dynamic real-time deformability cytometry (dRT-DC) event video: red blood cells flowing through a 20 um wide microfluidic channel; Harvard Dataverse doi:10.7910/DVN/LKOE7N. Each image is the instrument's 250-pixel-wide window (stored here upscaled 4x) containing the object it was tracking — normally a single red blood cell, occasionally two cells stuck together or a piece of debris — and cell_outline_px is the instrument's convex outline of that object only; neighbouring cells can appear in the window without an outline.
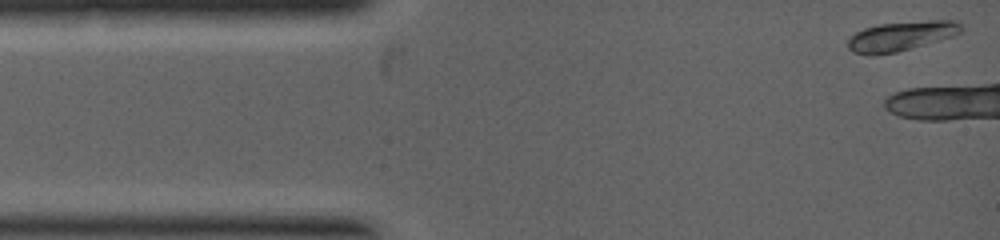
{"species": "common noctule bat (a hibernating species)", "species_latin": "Nyctalus noctula", "temperature_condition": "warm", "stored_images_in_passage": 3, "camera_frame_rate_fps": 5000, "um_per_image_px": 0.085, "animal": {"sex": "female", "body_mass_g": 19.0, "forearm_length_mm": 53.3}, "frame": {"image": 1, "passage_image": 1, "time_ms": 0.0, "image_size_px": [1000, 240], "cell_outline_px": [[964, 28], [960, 32], [952, 36], [896, 52], [868, 56], [852, 52], [848, 48], [848, 40], [856, 32], [864, 28], [880, 24], [928, 20], [952, 20], [960, 24]], "centroid_in_image_um": [76.56, 3.07], "position_along_channel_um": 8.4, "area_um2": 19.31}}